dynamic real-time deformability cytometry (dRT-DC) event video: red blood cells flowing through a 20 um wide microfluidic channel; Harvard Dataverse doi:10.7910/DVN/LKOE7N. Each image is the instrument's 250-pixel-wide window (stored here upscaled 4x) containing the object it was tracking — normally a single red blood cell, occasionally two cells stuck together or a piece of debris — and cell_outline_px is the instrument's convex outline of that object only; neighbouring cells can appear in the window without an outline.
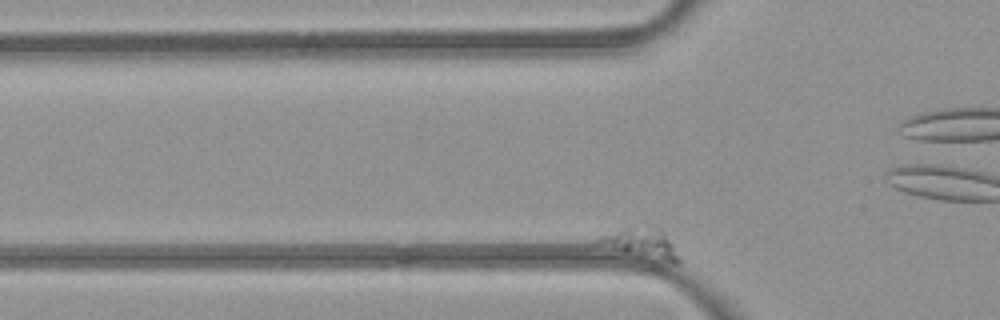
{"species": "common noctule bat (a hibernating species)", "species_latin": "Nyctalus noctula", "temperature_condition": "room temperature", "stored_images_in_passage": 66, "camera_frame_rate_fps": 3000, "um_per_image_px": 0.085, "animal": {"sex": "female", "body_mass_g": 21.9}, "frame": {"image": 1, "passage_image": 13, "time_ms": 4.0, "image_size_px": [1000, 320], "cell_outline_px": [[680, 264], [672, 264], [592, 244], [600, 236], [624, 224], [660, 228], [664, 232], [672, 244], [680, 260]], "centroid_in_image_um": [54.43, 20.64], "position_along_channel_um": 71.4, "area_um2": 14.57}}
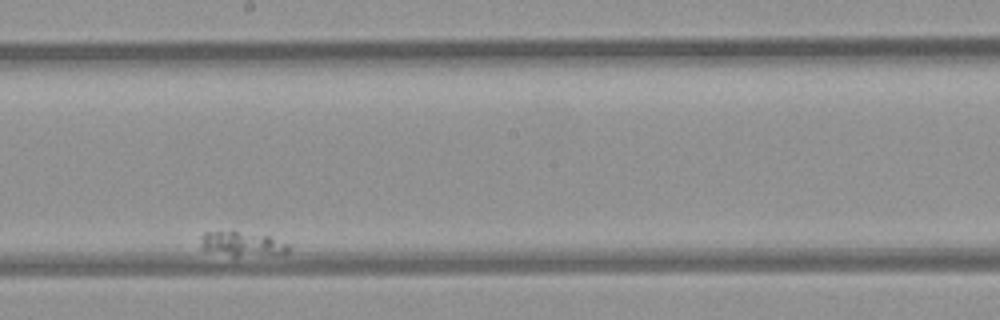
{"frame": {"image": 2, "passage_image": 44, "time_ms": 14.333, "image_size_px": [1000, 320], "cell_outline_px": [[288, 252], [284, 256], [232, 256], [200, 248], [200, 236], [204, 232], [236, 232], [268, 236], [288, 244]], "centroid_in_image_um": [20.63, 20.77], "position_along_channel_um": 227.6, "area_um2": 12.6}}